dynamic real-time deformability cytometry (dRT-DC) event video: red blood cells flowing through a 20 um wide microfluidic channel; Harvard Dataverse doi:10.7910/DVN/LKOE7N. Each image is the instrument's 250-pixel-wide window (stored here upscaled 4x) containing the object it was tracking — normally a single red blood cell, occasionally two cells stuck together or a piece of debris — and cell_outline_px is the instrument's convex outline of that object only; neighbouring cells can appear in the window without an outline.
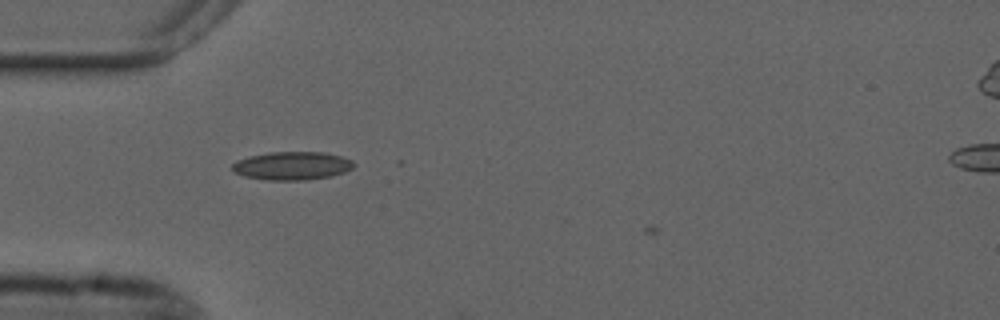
{"species": "common noctule bat (a hibernating species)", "species_latin": "Nyctalus noctula", "temperature_condition": "cold", "stored_images_in_passage": 7, "camera_frame_rate_fps": 3000, "um_per_image_px": 0.085, "animal": {"sex": "male", "forearm_length_mm": 52.5}, "frame": {"image": 1, "passage_image": 5, "time_ms": 1.333, "image_size_px": [1000, 320], "cell_outline_px": [[356, 164], [352, 168], [344, 172], [332, 176], [308, 180], [268, 180], [244, 176], [236, 172], [232, 168], [232, 164], [236, 160], [248, 156], [268, 152], [324, 152], [340, 156], [352, 160]], "centroid_in_image_um": [24.84, 14.09], "position_along_channel_um": 60.2, "area_um2": 20.11}}